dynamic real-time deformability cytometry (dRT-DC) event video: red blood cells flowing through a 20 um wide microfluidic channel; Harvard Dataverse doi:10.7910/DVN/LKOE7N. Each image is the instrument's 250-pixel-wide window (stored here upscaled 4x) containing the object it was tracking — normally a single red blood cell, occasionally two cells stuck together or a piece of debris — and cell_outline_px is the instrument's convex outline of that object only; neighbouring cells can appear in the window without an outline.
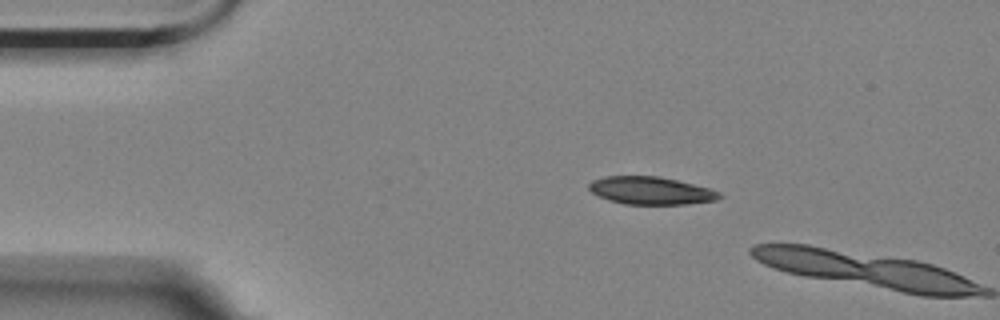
{"species": "Egyptian fruit bat (a non-hibernating species)", "species_latin": "Rousettus aegyptiacus", "temperature_condition": "room temperature", "stored_images_in_passage": 3, "camera_frame_rate_fps": 3000, "um_per_image_px": 0.085, "animal": {"sex": "female"}, "frame": {"image": 1, "passage_image": 2, "time_ms": 0.333, "image_size_px": [1000, 320], "cell_outline_px": [[724, 196], [716, 200], [688, 204], [624, 204], [608, 200], [592, 192], [588, 188], [588, 184], [592, 180], [604, 176], [660, 176], [708, 188], [720, 192]], "centroid_in_image_um": [55.31, 16.2], "position_along_channel_um": 29.7, "area_um2": 21.04}}